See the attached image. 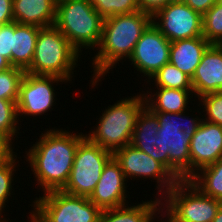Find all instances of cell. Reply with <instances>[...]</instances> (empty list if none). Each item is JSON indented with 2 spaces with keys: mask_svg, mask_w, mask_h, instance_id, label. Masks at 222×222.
<instances>
[{
  "mask_svg": "<svg viewBox=\"0 0 222 222\" xmlns=\"http://www.w3.org/2000/svg\"><path fill=\"white\" fill-rule=\"evenodd\" d=\"M85 137L82 132L51 128L39 136L35 144L25 151L36 184L42 193L62 190L73 166L79 142Z\"/></svg>",
  "mask_w": 222,
  "mask_h": 222,
  "instance_id": "obj_1",
  "label": "cell"
},
{
  "mask_svg": "<svg viewBox=\"0 0 222 222\" xmlns=\"http://www.w3.org/2000/svg\"><path fill=\"white\" fill-rule=\"evenodd\" d=\"M151 23L152 16L140 10L104 19L100 43L95 49V56L91 57V88L99 85L101 79L119 65L120 61L131 57L142 33Z\"/></svg>",
  "mask_w": 222,
  "mask_h": 222,
  "instance_id": "obj_2",
  "label": "cell"
},
{
  "mask_svg": "<svg viewBox=\"0 0 222 222\" xmlns=\"http://www.w3.org/2000/svg\"><path fill=\"white\" fill-rule=\"evenodd\" d=\"M152 113L158 118L160 127L155 142L160 153V163L178 180H188L190 178V141L203 118L195 116L196 114L192 115L188 111Z\"/></svg>",
  "mask_w": 222,
  "mask_h": 222,
  "instance_id": "obj_3",
  "label": "cell"
},
{
  "mask_svg": "<svg viewBox=\"0 0 222 222\" xmlns=\"http://www.w3.org/2000/svg\"><path fill=\"white\" fill-rule=\"evenodd\" d=\"M131 97V98H130ZM120 98L101 113L94 130L85 136L112 154L131 143L136 120L145 107L143 93Z\"/></svg>",
  "mask_w": 222,
  "mask_h": 222,
  "instance_id": "obj_4",
  "label": "cell"
},
{
  "mask_svg": "<svg viewBox=\"0 0 222 222\" xmlns=\"http://www.w3.org/2000/svg\"><path fill=\"white\" fill-rule=\"evenodd\" d=\"M103 21L89 0L57 1L54 25L81 55L84 48L95 51L98 47Z\"/></svg>",
  "mask_w": 222,
  "mask_h": 222,
  "instance_id": "obj_5",
  "label": "cell"
},
{
  "mask_svg": "<svg viewBox=\"0 0 222 222\" xmlns=\"http://www.w3.org/2000/svg\"><path fill=\"white\" fill-rule=\"evenodd\" d=\"M80 58L81 54L55 25L42 27L37 36L33 61L25 72L33 75L57 76L70 84L72 78L74 80V69L77 68Z\"/></svg>",
  "mask_w": 222,
  "mask_h": 222,
  "instance_id": "obj_6",
  "label": "cell"
},
{
  "mask_svg": "<svg viewBox=\"0 0 222 222\" xmlns=\"http://www.w3.org/2000/svg\"><path fill=\"white\" fill-rule=\"evenodd\" d=\"M29 212L33 222H98L102 210L88 197L55 190L36 197Z\"/></svg>",
  "mask_w": 222,
  "mask_h": 222,
  "instance_id": "obj_7",
  "label": "cell"
},
{
  "mask_svg": "<svg viewBox=\"0 0 222 222\" xmlns=\"http://www.w3.org/2000/svg\"><path fill=\"white\" fill-rule=\"evenodd\" d=\"M161 200L162 213L172 222H212L222 205V201L203 194L189 180H179Z\"/></svg>",
  "mask_w": 222,
  "mask_h": 222,
  "instance_id": "obj_8",
  "label": "cell"
},
{
  "mask_svg": "<svg viewBox=\"0 0 222 222\" xmlns=\"http://www.w3.org/2000/svg\"><path fill=\"white\" fill-rule=\"evenodd\" d=\"M111 157V152L85 136L78 144L69 179L62 191L89 198Z\"/></svg>",
  "mask_w": 222,
  "mask_h": 222,
  "instance_id": "obj_9",
  "label": "cell"
},
{
  "mask_svg": "<svg viewBox=\"0 0 222 222\" xmlns=\"http://www.w3.org/2000/svg\"><path fill=\"white\" fill-rule=\"evenodd\" d=\"M112 156L119 163L127 182L133 178L156 180L157 192L154 196L157 198L160 196L162 199L179 181L163 164L131 144L115 151Z\"/></svg>",
  "mask_w": 222,
  "mask_h": 222,
  "instance_id": "obj_10",
  "label": "cell"
},
{
  "mask_svg": "<svg viewBox=\"0 0 222 222\" xmlns=\"http://www.w3.org/2000/svg\"><path fill=\"white\" fill-rule=\"evenodd\" d=\"M63 82L67 83L66 80L57 76L33 75L25 72L19 86L16 103L18 119L26 116L40 118L41 115L52 111L54 109L52 107L57 104L56 93L58 94L54 86Z\"/></svg>",
  "mask_w": 222,
  "mask_h": 222,
  "instance_id": "obj_11",
  "label": "cell"
},
{
  "mask_svg": "<svg viewBox=\"0 0 222 222\" xmlns=\"http://www.w3.org/2000/svg\"><path fill=\"white\" fill-rule=\"evenodd\" d=\"M152 23L170 42L203 36L202 15L181 0L157 11Z\"/></svg>",
  "mask_w": 222,
  "mask_h": 222,
  "instance_id": "obj_12",
  "label": "cell"
},
{
  "mask_svg": "<svg viewBox=\"0 0 222 222\" xmlns=\"http://www.w3.org/2000/svg\"><path fill=\"white\" fill-rule=\"evenodd\" d=\"M171 42L151 23L142 33L129 58L130 65L149 80L163 65L169 63Z\"/></svg>",
  "mask_w": 222,
  "mask_h": 222,
  "instance_id": "obj_13",
  "label": "cell"
},
{
  "mask_svg": "<svg viewBox=\"0 0 222 222\" xmlns=\"http://www.w3.org/2000/svg\"><path fill=\"white\" fill-rule=\"evenodd\" d=\"M125 175L119 163L112 156L105 164L101 177L95 186L94 191L89 196L101 210L118 208L128 205L130 196L127 194V183Z\"/></svg>",
  "mask_w": 222,
  "mask_h": 222,
  "instance_id": "obj_14",
  "label": "cell"
},
{
  "mask_svg": "<svg viewBox=\"0 0 222 222\" xmlns=\"http://www.w3.org/2000/svg\"><path fill=\"white\" fill-rule=\"evenodd\" d=\"M190 177L222 157V126L202 120L190 141Z\"/></svg>",
  "mask_w": 222,
  "mask_h": 222,
  "instance_id": "obj_15",
  "label": "cell"
},
{
  "mask_svg": "<svg viewBox=\"0 0 222 222\" xmlns=\"http://www.w3.org/2000/svg\"><path fill=\"white\" fill-rule=\"evenodd\" d=\"M194 98L222 92V45L211 44L191 78Z\"/></svg>",
  "mask_w": 222,
  "mask_h": 222,
  "instance_id": "obj_16",
  "label": "cell"
},
{
  "mask_svg": "<svg viewBox=\"0 0 222 222\" xmlns=\"http://www.w3.org/2000/svg\"><path fill=\"white\" fill-rule=\"evenodd\" d=\"M56 4V0H13L14 21L39 28L52 26L56 19Z\"/></svg>",
  "mask_w": 222,
  "mask_h": 222,
  "instance_id": "obj_17",
  "label": "cell"
},
{
  "mask_svg": "<svg viewBox=\"0 0 222 222\" xmlns=\"http://www.w3.org/2000/svg\"><path fill=\"white\" fill-rule=\"evenodd\" d=\"M155 88H157V90H155ZM155 88H153L154 90L151 91L152 89H149L148 87V91H142V93H144L143 96L145 99V106L151 112H195L194 110H189L190 107L188 106V104H192L190 99L194 96L193 90H181L163 87Z\"/></svg>",
  "mask_w": 222,
  "mask_h": 222,
  "instance_id": "obj_18",
  "label": "cell"
},
{
  "mask_svg": "<svg viewBox=\"0 0 222 222\" xmlns=\"http://www.w3.org/2000/svg\"><path fill=\"white\" fill-rule=\"evenodd\" d=\"M210 45L203 36L173 41L170 45L169 63L192 78Z\"/></svg>",
  "mask_w": 222,
  "mask_h": 222,
  "instance_id": "obj_19",
  "label": "cell"
},
{
  "mask_svg": "<svg viewBox=\"0 0 222 222\" xmlns=\"http://www.w3.org/2000/svg\"><path fill=\"white\" fill-rule=\"evenodd\" d=\"M161 201L156 197L155 200H142L141 203H135V205L131 203L102 210L98 222H152L154 219L157 221L156 218L161 217Z\"/></svg>",
  "mask_w": 222,
  "mask_h": 222,
  "instance_id": "obj_20",
  "label": "cell"
},
{
  "mask_svg": "<svg viewBox=\"0 0 222 222\" xmlns=\"http://www.w3.org/2000/svg\"><path fill=\"white\" fill-rule=\"evenodd\" d=\"M39 27L18 24L13 21V42L11 48V66L26 71L32 61Z\"/></svg>",
  "mask_w": 222,
  "mask_h": 222,
  "instance_id": "obj_21",
  "label": "cell"
},
{
  "mask_svg": "<svg viewBox=\"0 0 222 222\" xmlns=\"http://www.w3.org/2000/svg\"><path fill=\"white\" fill-rule=\"evenodd\" d=\"M159 128L158 118L145 106L137 117L130 143L158 162H160V153L155 142Z\"/></svg>",
  "mask_w": 222,
  "mask_h": 222,
  "instance_id": "obj_22",
  "label": "cell"
},
{
  "mask_svg": "<svg viewBox=\"0 0 222 222\" xmlns=\"http://www.w3.org/2000/svg\"><path fill=\"white\" fill-rule=\"evenodd\" d=\"M203 194L222 201V157L188 179Z\"/></svg>",
  "mask_w": 222,
  "mask_h": 222,
  "instance_id": "obj_23",
  "label": "cell"
},
{
  "mask_svg": "<svg viewBox=\"0 0 222 222\" xmlns=\"http://www.w3.org/2000/svg\"><path fill=\"white\" fill-rule=\"evenodd\" d=\"M153 79V80H152ZM151 80V81H150ZM155 84V87L174 88L181 90H193L191 77L180 71L171 63L163 65L151 78L146 81Z\"/></svg>",
  "mask_w": 222,
  "mask_h": 222,
  "instance_id": "obj_24",
  "label": "cell"
},
{
  "mask_svg": "<svg viewBox=\"0 0 222 222\" xmlns=\"http://www.w3.org/2000/svg\"><path fill=\"white\" fill-rule=\"evenodd\" d=\"M17 153H13L10 157L7 159L0 161V215L5 213V207L8 204V200L11 197V195H14L13 192L14 187V176L16 173V166L18 168L19 160L17 159ZM18 160V161H17ZM15 173V174H14ZM7 202V204H6ZM3 212V213H2Z\"/></svg>",
  "mask_w": 222,
  "mask_h": 222,
  "instance_id": "obj_25",
  "label": "cell"
},
{
  "mask_svg": "<svg viewBox=\"0 0 222 222\" xmlns=\"http://www.w3.org/2000/svg\"><path fill=\"white\" fill-rule=\"evenodd\" d=\"M202 32L210 44H222V5L218 2L202 15Z\"/></svg>",
  "mask_w": 222,
  "mask_h": 222,
  "instance_id": "obj_26",
  "label": "cell"
},
{
  "mask_svg": "<svg viewBox=\"0 0 222 222\" xmlns=\"http://www.w3.org/2000/svg\"><path fill=\"white\" fill-rule=\"evenodd\" d=\"M19 119L16 102L0 99V133L6 136L12 143L19 134ZM19 130V131H18ZM18 133V134H17Z\"/></svg>",
  "mask_w": 222,
  "mask_h": 222,
  "instance_id": "obj_27",
  "label": "cell"
},
{
  "mask_svg": "<svg viewBox=\"0 0 222 222\" xmlns=\"http://www.w3.org/2000/svg\"><path fill=\"white\" fill-rule=\"evenodd\" d=\"M89 2L104 19L139 10L138 0H89Z\"/></svg>",
  "mask_w": 222,
  "mask_h": 222,
  "instance_id": "obj_28",
  "label": "cell"
},
{
  "mask_svg": "<svg viewBox=\"0 0 222 222\" xmlns=\"http://www.w3.org/2000/svg\"><path fill=\"white\" fill-rule=\"evenodd\" d=\"M197 100L200 102L198 104L200 110H203L200 111L198 108L196 111L200 113L203 120L222 126V92L207 93L196 99V101ZM201 112H205L203 114L204 116Z\"/></svg>",
  "mask_w": 222,
  "mask_h": 222,
  "instance_id": "obj_29",
  "label": "cell"
},
{
  "mask_svg": "<svg viewBox=\"0 0 222 222\" xmlns=\"http://www.w3.org/2000/svg\"><path fill=\"white\" fill-rule=\"evenodd\" d=\"M25 71L12 67L0 73V99H6L17 103L19 86Z\"/></svg>",
  "mask_w": 222,
  "mask_h": 222,
  "instance_id": "obj_30",
  "label": "cell"
},
{
  "mask_svg": "<svg viewBox=\"0 0 222 222\" xmlns=\"http://www.w3.org/2000/svg\"><path fill=\"white\" fill-rule=\"evenodd\" d=\"M13 42V22L0 25V55L11 64V48Z\"/></svg>",
  "mask_w": 222,
  "mask_h": 222,
  "instance_id": "obj_31",
  "label": "cell"
},
{
  "mask_svg": "<svg viewBox=\"0 0 222 222\" xmlns=\"http://www.w3.org/2000/svg\"><path fill=\"white\" fill-rule=\"evenodd\" d=\"M173 1L175 0H138L139 10L153 16L157 11Z\"/></svg>",
  "mask_w": 222,
  "mask_h": 222,
  "instance_id": "obj_32",
  "label": "cell"
},
{
  "mask_svg": "<svg viewBox=\"0 0 222 222\" xmlns=\"http://www.w3.org/2000/svg\"><path fill=\"white\" fill-rule=\"evenodd\" d=\"M13 21V0H0V25Z\"/></svg>",
  "mask_w": 222,
  "mask_h": 222,
  "instance_id": "obj_33",
  "label": "cell"
},
{
  "mask_svg": "<svg viewBox=\"0 0 222 222\" xmlns=\"http://www.w3.org/2000/svg\"><path fill=\"white\" fill-rule=\"evenodd\" d=\"M194 11L205 14L218 0H181Z\"/></svg>",
  "mask_w": 222,
  "mask_h": 222,
  "instance_id": "obj_34",
  "label": "cell"
},
{
  "mask_svg": "<svg viewBox=\"0 0 222 222\" xmlns=\"http://www.w3.org/2000/svg\"><path fill=\"white\" fill-rule=\"evenodd\" d=\"M14 144L0 133V161L10 157L14 153Z\"/></svg>",
  "mask_w": 222,
  "mask_h": 222,
  "instance_id": "obj_35",
  "label": "cell"
},
{
  "mask_svg": "<svg viewBox=\"0 0 222 222\" xmlns=\"http://www.w3.org/2000/svg\"><path fill=\"white\" fill-rule=\"evenodd\" d=\"M10 68H12L10 62L5 57L0 55V73L7 71Z\"/></svg>",
  "mask_w": 222,
  "mask_h": 222,
  "instance_id": "obj_36",
  "label": "cell"
},
{
  "mask_svg": "<svg viewBox=\"0 0 222 222\" xmlns=\"http://www.w3.org/2000/svg\"><path fill=\"white\" fill-rule=\"evenodd\" d=\"M212 222H222V205L220 206L219 210L217 211V214L213 218Z\"/></svg>",
  "mask_w": 222,
  "mask_h": 222,
  "instance_id": "obj_37",
  "label": "cell"
},
{
  "mask_svg": "<svg viewBox=\"0 0 222 222\" xmlns=\"http://www.w3.org/2000/svg\"><path fill=\"white\" fill-rule=\"evenodd\" d=\"M161 216H162V217L160 218V219H161L160 222H162V219H163V222H172L167 216L164 215V213L162 214V212H161ZM165 217H166V219H165V221H164V218H165ZM154 221H155V220H153L152 222H154Z\"/></svg>",
  "mask_w": 222,
  "mask_h": 222,
  "instance_id": "obj_38",
  "label": "cell"
},
{
  "mask_svg": "<svg viewBox=\"0 0 222 222\" xmlns=\"http://www.w3.org/2000/svg\"><path fill=\"white\" fill-rule=\"evenodd\" d=\"M0 222H8V220L6 221V218L0 215Z\"/></svg>",
  "mask_w": 222,
  "mask_h": 222,
  "instance_id": "obj_39",
  "label": "cell"
},
{
  "mask_svg": "<svg viewBox=\"0 0 222 222\" xmlns=\"http://www.w3.org/2000/svg\"><path fill=\"white\" fill-rule=\"evenodd\" d=\"M217 2L222 5V0H218Z\"/></svg>",
  "mask_w": 222,
  "mask_h": 222,
  "instance_id": "obj_40",
  "label": "cell"
}]
</instances>
